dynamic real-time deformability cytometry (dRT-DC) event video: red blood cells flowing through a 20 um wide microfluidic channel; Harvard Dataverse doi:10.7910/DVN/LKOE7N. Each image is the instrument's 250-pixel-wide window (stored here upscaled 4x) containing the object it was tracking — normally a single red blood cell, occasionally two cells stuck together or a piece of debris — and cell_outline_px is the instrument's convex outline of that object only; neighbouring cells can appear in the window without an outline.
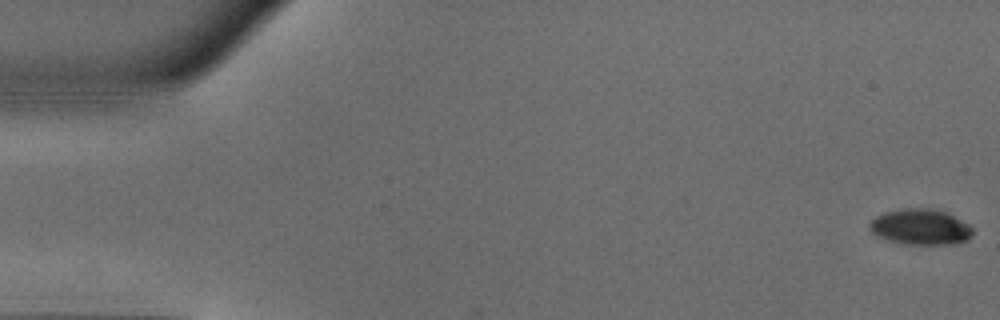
{"species": "common noctule bat (a hibernating species)", "species_latin": "Nyctalus noctula", "temperature_condition": "warm", "stored_images_in_passage": 8, "camera_frame_rate_fps": 3000, "um_per_image_px": 0.085, "animal": {"sex": "male", "body_mass_g": 18.8}, "frame": {"image": 1, "passage_image": 1, "time_ms": 0.0, "image_size_px": [1000, 320], "cell_outline_px": [[972, 232], [968, 240], [948, 244], [904, 244], [888, 240], [876, 236], [872, 232], [868, 224], [876, 216], [884, 212], [900, 208], [940, 208], [948, 212], [968, 224], [972, 228]], "centroid_in_image_um": [78.23, 19.26], "position_along_channel_um": 6.8, "area_um2": 21.68}}